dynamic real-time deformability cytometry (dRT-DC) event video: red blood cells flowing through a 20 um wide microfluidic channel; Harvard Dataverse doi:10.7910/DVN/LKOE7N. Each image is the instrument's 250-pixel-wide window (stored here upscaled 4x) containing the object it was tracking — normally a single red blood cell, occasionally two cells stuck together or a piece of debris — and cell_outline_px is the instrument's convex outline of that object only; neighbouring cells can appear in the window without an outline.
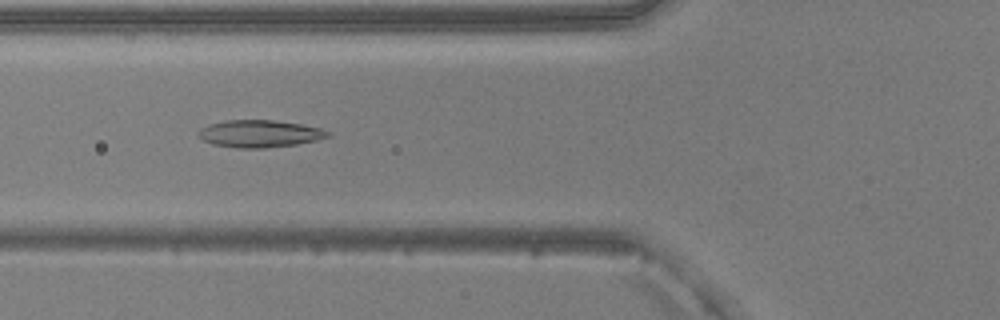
{"species": "common noctule bat (a hibernating species)", "species_latin": "Nyctalus noctula", "temperature_condition": "warm", "stored_images_in_passage": 40, "camera_frame_rate_fps": 3000, "um_per_image_px": 0.085, "animal": {"sex": "male", "body_mass_g": 20.5, "forearm_length_mm": 52.5}, "frame": {"image": 1, "passage_image": 13, "time_ms": 4.0, "image_size_px": [1000, 320], "cell_outline_px": [[332, 132], [328, 136], [316, 140], [296, 144], [264, 148], [236, 148], [212, 144], [196, 136], [196, 132], [200, 128], [208, 124], [224, 120], [272, 120], [300, 124], [320, 128]], "centroid_in_image_um": [22.0, 11.36], "position_along_channel_um": 103.8, "area_um2": 20.63}}
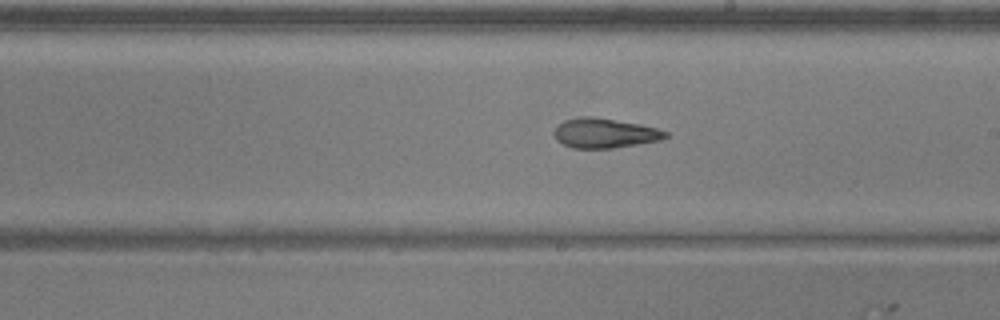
{"frame": {"image": 2, "passage_image": 23, "time_ms": 7.333, "image_size_px": [1000, 320], "cell_outline_px": [[668, 136], [660, 140], [612, 148], [572, 148], [556, 140], [552, 132], [564, 120], [580, 116], [592, 116], [640, 124], [656, 128], [668, 132]], "centroid_in_image_um": [51.37, 11.31], "position_along_channel_um": 237.6, "area_um2": 19.19}}
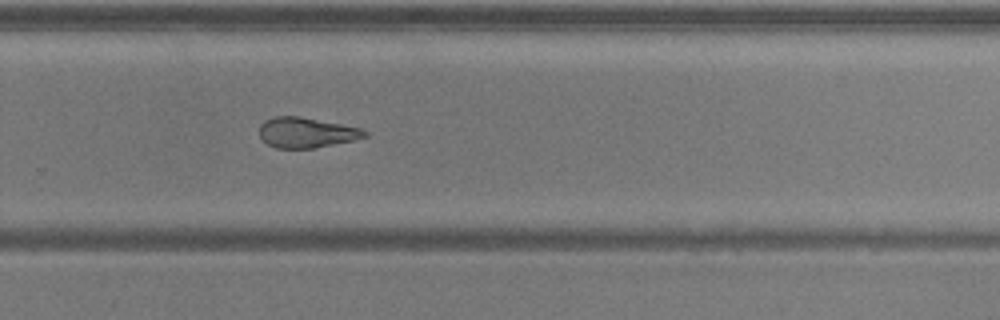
{"frame": {"image": 3, "passage_image": 28, "time_ms": 9.0, "image_size_px": [1000, 320], "cell_outline_px": [[368, 136], [352, 140], [312, 148], [276, 148], [268, 144], [260, 136], [260, 124], [264, 120], [276, 116], [300, 116], [360, 128], [368, 132]], "centroid_in_image_um": [26.02, 11.26], "position_along_channel_um": 303.8, "area_um2": 18.32}, "authors_computed_cell_mechanics": {"area_um2": 19.1607, "velocity_mm_per_s": 3.9975, "shape_relaxation_time_tau1_ms": null, "shape_relaxation_time_tau2_ms": 4.5018, "deformation_change_tau1": null, "deformation_change_tau2": 0.1346}}